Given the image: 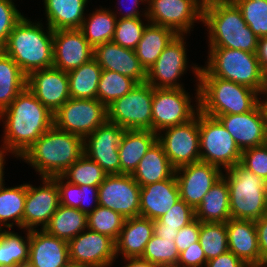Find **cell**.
<instances>
[{
    "mask_svg": "<svg viewBox=\"0 0 267 267\" xmlns=\"http://www.w3.org/2000/svg\"><path fill=\"white\" fill-rule=\"evenodd\" d=\"M1 120L5 129L0 153L17 158L54 125V115L27 87L0 113Z\"/></svg>",
    "mask_w": 267,
    "mask_h": 267,
    "instance_id": "6da1fadb",
    "label": "cell"
},
{
    "mask_svg": "<svg viewBox=\"0 0 267 267\" xmlns=\"http://www.w3.org/2000/svg\"><path fill=\"white\" fill-rule=\"evenodd\" d=\"M84 154V138L54 125L20 157L42 178L61 176Z\"/></svg>",
    "mask_w": 267,
    "mask_h": 267,
    "instance_id": "7a4b0ae2",
    "label": "cell"
},
{
    "mask_svg": "<svg viewBox=\"0 0 267 267\" xmlns=\"http://www.w3.org/2000/svg\"><path fill=\"white\" fill-rule=\"evenodd\" d=\"M30 21L25 16L9 34L7 43L1 48L28 76L39 69L53 67V30Z\"/></svg>",
    "mask_w": 267,
    "mask_h": 267,
    "instance_id": "3957f363",
    "label": "cell"
},
{
    "mask_svg": "<svg viewBox=\"0 0 267 267\" xmlns=\"http://www.w3.org/2000/svg\"><path fill=\"white\" fill-rule=\"evenodd\" d=\"M200 66H192L199 81V109L216 118L226 114H243L258 103L260 94L250 87L217 77H199Z\"/></svg>",
    "mask_w": 267,
    "mask_h": 267,
    "instance_id": "277c9868",
    "label": "cell"
},
{
    "mask_svg": "<svg viewBox=\"0 0 267 267\" xmlns=\"http://www.w3.org/2000/svg\"><path fill=\"white\" fill-rule=\"evenodd\" d=\"M209 47H224L256 53L258 37L243 19L234 2L213 3L203 7Z\"/></svg>",
    "mask_w": 267,
    "mask_h": 267,
    "instance_id": "5b68a950",
    "label": "cell"
},
{
    "mask_svg": "<svg viewBox=\"0 0 267 267\" xmlns=\"http://www.w3.org/2000/svg\"><path fill=\"white\" fill-rule=\"evenodd\" d=\"M222 177L229 187L231 218L256 221L267 214V182L240 164Z\"/></svg>",
    "mask_w": 267,
    "mask_h": 267,
    "instance_id": "8992f818",
    "label": "cell"
},
{
    "mask_svg": "<svg viewBox=\"0 0 267 267\" xmlns=\"http://www.w3.org/2000/svg\"><path fill=\"white\" fill-rule=\"evenodd\" d=\"M207 65L199 77H217L242 84L261 94L262 68L256 53L224 47H209Z\"/></svg>",
    "mask_w": 267,
    "mask_h": 267,
    "instance_id": "52a82bcc",
    "label": "cell"
},
{
    "mask_svg": "<svg viewBox=\"0 0 267 267\" xmlns=\"http://www.w3.org/2000/svg\"><path fill=\"white\" fill-rule=\"evenodd\" d=\"M200 161L228 169L240 163L242 151L217 118L198 112Z\"/></svg>",
    "mask_w": 267,
    "mask_h": 267,
    "instance_id": "ba28073f",
    "label": "cell"
},
{
    "mask_svg": "<svg viewBox=\"0 0 267 267\" xmlns=\"http://www.w3.org/2000/svg\"><path fill=\"white\" fill-rule=\"evenodd\" d=\"M153 87L138 83L126 95L107 106V120L125 130L152 131Z\"/></svg>",
    "mask_w": 267,
    "mask_h": 267,
    "instance_id": "9c48e42d",
    "label": "cell"
},
{
    "mask_svg": "<svg viewBox=\"0 0 267 267\" xmlns=\"http://www.w3.org/2000/svg\"><path fill=\"white\" fill-rule=\"evenodd\" d=\"M195 94L197 106L191 105L190 95L184 88L153 87L152 131L158 134L165 128L180 125L193 119L200 111L199 82H197ZM193 107H196V109Z\"/></svg>",
    "mask_w": 267,
    "mask_h": 267,
    "instance_id": "30bf717a",
    "label": "cell"
},
{
    "mask_svg": "<svg viewBox=\"0 0 267 267\" xmlns=\"http://www.w3.org/2000/svg\"><path fill=\"white\" fill-rule=\"evenodd\" d=\"M107 121V107L98 99L70 98L54 113V126L85 138Z\"/></svg>",
    "mask_w": 267,
    "mask_h": 267,
    "instance_id": "8fae6325",
    "label": "cell"
},
{
    "mask_svg": "<svg viewBox=\"0 0 267 267\" xmlns=\"http://www.w3.org/2000/svg\"><path fill=\"white\" fill-rule=\"evenodd\" d=\"M144 13L149 23L169 27L178 35L190 33L194 22L203 21V6L197 0H148Z\"/></svg>",
    "mask_w": 267,
    "mask_h": 267,
    "instance_id": "7c38bea8",
    "label": "cell"
},
{
    "mask_svg": "<svg viewBox=\"0 0 267 267\" xmlns=\"http://www.w3.org/2000/svg\"><path fill=\"white\" fill-rule=\"evenodd\" d=\"M163 130L164 134H157V140L162 144L167 158L175 169L200 161L198 113L186 123Z\"/></svg>",
    "mask_w": 267,
    "mask_h": 267,
    "instance_id": "4fadbf2b",
    "label": "cell"
},
{
    "mask_svg": "<svg viewBox=\"0 0 267 267\" xmlns=\"http://www.w3.org/2000/svg\"><path fill=\"white\" fill-rule=\"evenodd\" d=\"M141 186L132 175H106L98 187L99 205L121 214L124 218L140 216Z\"/></svg>",
    "mask_w": 267,
    "mask_h": 267,
    "instance_id": "5bb4252c",
    "label": "cell"
},
{
    "mask_svg": "<svg viewBox=\"0 0 267 267\" xmlns=\"http://www.w3.org/2000/svg\"><path fill=\"white\" fill-rule=\"evenodd\" d=\"M125 129L106 121L84 138V154L98 163L107 175L120 174L118 146Z\"/></svg>",
    "mask_w": 267,
    "mask_h": 267,
    "instance_id": "9a60e30c",
    "label": "cell"
},
{
    "mask_svg": "<svg viewBox=\"0 0 267 267\" xmlns=\"http://www.w3.org/2000/svg\"><path fill=\"white\" fill-rule=\"evenodd\" d=\"M185 35H177L147 71L146 82L154 88L181 89L179 77L187 68Z\"/></svg>",
    "mask_w": 267,
    "mask_h": 267,
    "instance_id": "2e32d148",
    "label": "cell"
},
{
    "mask_svg": "<svg viewBox=\"0 0 267 267\" xmlns=\"http://www.w3.org/2000/svg\"><path fill=\"white\" fill-rule=\"evenodd\" d=\"M42 180L43 184L39 187L26 183L23 229L29 231L35 230L40 224L43 230L60 205L56 176L43 177Z\"/></svg>",
    "mask_w": 267,
    "mask_h": 267,
    "instance_id": "e0dca14e",
    "label": "cell"
},
{
    "mask_svg": "<svg viewBox=\"0 0 267 267\" xmlns=\"http://www.w3.org/2000/svg\"><path fill=\"white\" fill-rule=\"evenodd\" d=\"M68 252L72 262L110 267L116 260V243L106 235L87 229L68 241Z\"/></svg>",
    "mask_w": 267,
    "mask_h": 267,
    "instance_id": "ac0fdd59",
    "label": "cell"
},
{
    "mask_svg": "<svg viewBox=\"0 0 267 267\" xmlns=\"http://www.w3.org/2000/svg\"><path fill=\"white\" fill-rule=\"evenodd\" d=\"M222 170L215 165L202 161L175 169L180 198L195 210L204 195L222 177Z\"/></svg>",
    "mask_w": 267,
    "mask_h": 267,
    "instance_id": "d6986e66",
    "label": "cell"
},
{
    "mask_svg": "<svg viewBox=\"0 0 267 267\" xmlns=\"http://www.w3.org/2000/svg\"><path fill=\"white\" fill-rule=\"evenodd\" d=\"M27 88L53 115L70 99L68 74L54 67L31 72Z\"/></svg>",
    "mask_w": 267,
    "mask_h": 267,
    "instance_id": "ffe728a7",
    "label": "cell"
},
{
    "mask_svg": "<svg viewBox=\"0 0 267 267\" xmlns=\"http://www.w3.org/2000/svg\"><path fill=\"white\" fill-rule=\"evenodd\" d=\"M235 140L241 151L267 143L265 116L260 103L243 114L216 117Z\"/></svg>",
    "mask_w": 267,
    "mask_h": 267,
    "instance_id": "44dd1931",
    "label": "cell"
},
{
    "mask_svg": "<svg viewBox=\"0 0 267 267\" xmlns=\"http://www.w3.org/2000/svg\"><path fill=\"white\" fill-rule=\"evenodd\" d=\"M93 59V47L80 29L53 32V67L69 72Z\"/></svg>",
    "mask_w": 267,
    "mask_h": 267,
    "instance_id": "7402d4cb",
    "label": "cell"
},
{
    "mask_svg": "<svg viewBox=\"0 0 267 267\" xmlns=\"http://www.w3.org/2000/svg\"><path fill=\"white\" fill-rule=\"evenodd\" d=\"M93 58L102 70L126 75L137 83H144L147 80V71L141 65L135 50L124 48L113 41L95 46Z\"/></svg>",
    "mask_w": 267,
    "mask_h": 267,
    "instance_id": "603a6c76",
    "label": "cell"
},
{
    "mask_svg": "<svg viewBox=\"0 0 267 267\" xmlns=\"http://www.w3.org/2000/svg\"><path fill=\"white\" fill-rule=\"evenodd\" d=\"M69 261L68 241L49 235L44 229L29 231L31 267H64Z\"/></svg>",
    "mask_w": 267,
    "mask_h": 267,
    "instance_id": "cb8c5ba5",
    "label": "cell"
},
{
    "mask_svg": "<svg viewBox=\"0 0 267 267\" xmlns=\"http://www.w3.org/2000/svg\"><path fill=\"white\" fill-rule=\"evenodd\" d=\"M228 250L247 266H261L255 221L230 218L226 221Z\"/></svg>",
    "mask_w": 267,
    "mask_h": 267,
    "instance_id": "d4e9b609",
    "label": "cell"
},
{
    "mask_svg": "<svg viewBox=\"0 0 267 267\" xmlns=\"http://www.w3.org/2000/svg\"><path fill=\"white\" fill-rule=\"evenodd\" d=\"M180 199L175 174L166 180L147 184L140 190V216L158 220Z\"/></svg>",
    "mask_w": 267,
    "mask_h": 267,
    "instance_id": "484cf974",
    "label": "cell"
},
{
    "mask_svg": "<svg viewBox=\"0 0 267 267\" xmlns=\"http://www.w3.org/2000/svg\"><path fill=\"white\" fill-rule=\"evenodd\" d=\"M153 234V220L141 216L125 219L115 242L116 258L119 254H122L123 258L141 257Z\"/></svg>",
    "mask_w": 267,
    "mask_h": 267,
    "instance_id": "4316f807",
    "label": "cell"
},
{
    "mask_svg": "<svg viewBox=\"0 0 267 267\" xmlns=\"http://www.w3.org/2000/svg\"><path fill=\"white\" fill-rule=\"evenodd\" d=\"M156 140L157 133L151 130H125L118 146L120 174L132 175Z\"/></svg>",
    "mask_w": 267,
    "mask_h": 267,
    "instance_id": "83f0119b",
    "label": "cell"
},
{
    "mask_svg": "<svg viewBox=\"0 0 267 267\" xmlns=\"http://www.w3.org/2000/svg\"><path fill=\"white\" fill-rule=\"evenodd\" d=\"M174 174L175 168L167 158L162 144L156 140L138 163L132 177L142 187L169 179Z\"/></svg>",
    "mask_w": 267,
    "mask_h": 267,
    "instance_id": "f1b7e54d",
    "label": "cell"
},
{
    "mask_svg": "<svg viewBox=\"0 0 267 267\" xmlns=\"http://www.w3.org/2000/svg\"><path fill=\"white\" fill-rule=\"evenodd\" d=\"M47 24L53 31L80 29L88 0H43Z\"/></svg>",
    "mask_w": 267,
    "mask_h": 267,
    "instance_id": "f546056e",
    "label": "cell"
},
{
    "mask_svg": "<svg viewBox=\"0 0 267 267\" xmlns=\"http://www.w3.org/2000/svg\"><path fill=\"white\" fill-rule=\"evenodd\" d=\"M230 218L229 187L221 177L195 208V219L200 222H226Z\"/></svg>",
    "mask_w": 267,
    "mask_h": 267,
    "instance_id": "4dcf8cb0",
    "label": "cell"
},
{
    "mask_svg": "<svg viewBox=\"0 0 267 267\" xmlns=\"http://www.w3.org/2000/svg\"><path fill=\"white\" fill-rule=\"evenodd\" d=\"M177 35L169 27L148 22L135 49L136 56L146 71L153 66L163 50Z\"/></svg>",
    "mask_w": 267,
    "mask_h": 267,
    "instance_id": "1f68e13d",
    "label": "cell"
},
{
    "mask_svg": "<svg viewBox=\"0 0 267 267\" xmlns=\"http://www.w3.org/2000/svg\"><path fill=\"white\" fill-rule=\"evenodd\" d=\"M27 87V75L0 49V113Z\"/></svg>",
    "mask_w": 267,
    "mask_h": 267,
    "instance_id": "d6a6232c",
    "label": "cell"
},
{
    "mask_svg": "<svg viewBox=\"0 0 267 267\" xmlns=\"http://www.w3.org/2000/svg\"><path fill=\"white\" fill-rule=\"evenodd\" d=\"M87 229V215L77 208L59 205L44 230L51 236L69 241Z\"/></svg>",
    "mask_w": 267,
    "mask_h": 267,
    "instance_id": "836d02e7",
    "label": "cell"
},
{
    "mask_svg": "<svg viewBox=\"0 0 267 267\" xmlns=\"http://www.w3.org/2000/svg\"><path fill=\"white\" fill-rule=\"evenodd\" d=\"M101 72L102 68L94 58L67 72L70 98L97 99V87Z\"/></svg>",
    "mask_w": 267,
    "mask_h": 267,
    "instance_id": "e575fe53",
    "label": "cell"
},
{
    "mask_svg": "<svg viewBox=\"0 0 267 267\" xmlns=\"http://www.w3.org/2000/svg\"><path fill=\"white\" fill-rule=\"evenodd\" d=\"M117 19L116 13L112 10L96 9L88 18H84L80 30L94 48L113 40Z\"/></svg>",
    "mask_w": 267,
    "mask_h": 267,
    "instance_id": "d590c367",
    "label": "cell"
},
{
    "mask_svg": "<svg viewBox=\"0 0 267 267\" xmlns=\"http://www.w3.org/2000/svg\"><path fill=\"white\" fill-rule=\"evenodd\" d=\"M25 199L26 184L8 188L3 184L0 187V229L6 227L11 230L14 224L23 229Z\"/></svg>",
    "mask_w": 267,
    "mask_h": 267,
    "instance_id": "8d00e7d4",
    "label": "cell"
},
{
    "mask_svg": "<svg viewBox=\"0 0 267 267\" xmlns=\"http://www.w3.org/2000/svg\"><path fill=\"white\" fill-rule=\"evenodd\" d=\"M64 181L65 179L62 176H56V184L59 192V203L61 205L77 208L86 215L91 213L99 205V200H98L99 186H89V185L78 186L71 184L68 181L66 182ZM87 200H89V202L91 201V203L93 202L94 206L93 204L91 205L90 203H88Z\"/></svg>",
    "mask_w": 267,
    "mask_h": 267,
    "instance_id": "74e56055",
    "label": "cell"
},
{
    "mask_svg": "<svg viewBox=\"0 0 267 267\" xmlns=\"http://www.w3.org/2000/svg\"><path fill=\"white\" fill-rule=\"evenodd\" d=\"M195 219V210L181 198L171 207V209L154 220V234L161 238H174L178 230L188 225Z\"/></svg>",
    "mask_w": 267,
    "mask_h": 267,
    "instance_id": "f35d334b",
    "label": "cell"
},
{
    "mask_svg": "<svg viewBox=\"0 0 267 267\" xmlns=\"http://www.w3.org/2000/svg\"><path fill=\"white\" fill-rule=\"evenodd\" d=\"M26 237L0 229V265L20 266L29 261V230ZM26 238V239H24Z\"/></svg>",
    "mask_w": 267,
    "mask_h": 267,
    "instance_id": "ab89813d",
    "label": "cell"
},
{
    "mask_svg": "<svg viewBox=\"0 0 267 267\" xmlns=\"http://www.w3.org/2000/svg\"><path fill=\"white\" fill-rule=\"evenodd\" d=\"M137 84L134 79L126 75L102 70L97 87V99L107 107L130 92Z\"/></svg>",
    "mask_w": 267,
    "mask_h": 267,
    "instance_id": "60d3db41",
    "label": "cell"
},
{
    "mask_svg": "<svg viewBox=\"0 0 267 267\" xmlns=\"http://www.w3.org/2000/svg\"><path fill=\"white\" fill-rule=\"evenodd\" d=\"M207 261L228 251L226 222H200L198 239Z\"/></svg>",
    "mask_w": 267,
    "mask_h": 267,
    "instance_id": "b9f144b4",
    "label": "cell"
},
{
    "mask_svg": "<svg viewBox=\"0 0 267 267\" xmlns=\"http://www.w3.org/2000/svg\"><path fill=\"white\" fill-rule=\"evenodd\" d=\"M106 175L98 163L83 154L61 176L74 185L99 186Z\"/></svg>",
    "mask_w": 267,
    "mask_h": 267,
    "instance_id": "7bdbcfd3",
    "label": "cell"
},
{
    "mask_svg": "<svg viewBox=\"0 0 267 267\" xmlns=\"http://www.w3.org/2000/svg\"><path fill=\"white\" fill-rule=\"evenodd\" d=\"M125 219L121 214L98 205L87 215V229L106 235L116 242Z\"/></svg>",
    "mask_w": 267,
    "mask_h": 267,
    "instance_id": "ee69618b",
    "label": "cell"
},
{
    "mask_svg": "<svg viewBox=\"0 0 267 267\" xmlns=\"http://www.w3.org/2000/svg\"><path fill=\"white\" fill-rule=\"evenodd\" d=\"M174 238H161L153 234L146 244L141 258L150 261L158 267H176L179 258Z\"/></svg>",
    "mask_w": 267,
    "mask_h": 267,
    "instance_id": "f6af8a7d",
    "label": "cell"
},
{
    "mask_svg": "<svg viewBox=\"0 0 267 267\" xmlns=\"http://www.w3.org/2000/svg\"><path fill=\"white\" fill-rule=\"evenodd\" d=\"M243 19L258 37L267 36V0H234Z\"/></svg>",
    "mask_w": 267,
    "mask_h": 267,
    "instance_id": "bcb514c9",
    "label": "cell"
},
{
    "mask_svg": "<svg viewBox=\"0 0 267 267\" xmlns=\"http://www.w3.org/2000/svg\"><path fill=\"white\" fill-rule=\"evenodd\" d=\"M148 23L144 25L141 18L117 19L113 42L124 48L135 50L142 33Z\"/></svg>",
    "mask_w": 267,
    "mask_h": 267,
    "instance_id": "7dc6e473",
    "label": "cell"
},
{
    "mask_svg": "<svg viewBox=\"0 0 267 267\" xmlns=\"http://www.w3.org/2000/svg\"><path fill=\"white\" fill-rule=\"evenodd\" d=\"M239 164L267 182V143L243 150Z\"/></svg>",
    "mask_w": 267,
    "mask_h": 267,
    "instance_id": "c3c4849f",
    "label": "cell"
},
{
    "mask_svg": "<svg viewBox=\"0 0 267 267\" xmlns=\"http://www.w3.org/2000/svg\"><path fill=\"white\" fill-rule=\"evenodd\" d=\"M23 17L13 0H0V49L7 43L9 34Z\"/></svg>",
    "mask_w": 267,
    "mask_h": 267,
    "instance_id": "681fc988",
    "label": "cell"
},
{
    "mask_svg": "<svg viewBox=\"0 0 267 267\" xmlns=\"http://www.w3.org/2000/svg\"><path fill=\"white\" fill-rule=\"evenodd\" d=\"M206 263L207 259L198 241L179 253L176 267H205Z\"/></svg>",
    "mask_w": 267,
    "mask_h": 267,
    "instance_id": "f907efd6",
    "label": "cell"
},
{
    "mask_svg": "<svg viewBox=\"0 0 267 267\" xmlns=\"http://www.w3.org/2000/svg\"><path fill=\"white\" fill-rule=\"evenodd\" d=\"M199 232L200 221L198 219H194L188 225L178 230L176 239L174 240L177 251L180 253L187 249L192 243L198 242Z\"/></svg>",
    "mask_w": 267,
    "mask_h": 267,
    "instance_id": "816d5d0a",
    "label": "cell"
},
{
    "mask_svg": "<svg viewBox=\"0 0 267 267\" xmlns=\"http://www.w3.org/2000/svg\"><path fill=\"white\" fill-rule=\"evenodd\" d=\"M261 255V266L267 265V214L255 221Z\"/></svg>",
    "mask_w": 267,
    "mask_h": 267,
    "instance_id": "f5cc1de1",
    "label": "cell"
},
{
    "mask_svg": "<svg viewBox=\"0 0 267 267\" xmlns=\"http://www.w3.org/2000/svg\"><path fill=\"white\" fill-rule=\"evenodd\" d=\"M205 267H248L242 260L231 251L207 261Z\"/></svg>",
    "mask_w": 267,
    "mask_h": 267,
    "instance_id": "db71d44e",
    "label": "cell"
},
{
    "mask_svg": "<svg viewBox=\"0 0 267 267\" xmlns=\"http://www.w3.org/2000/svg\"><path fill=\"white\" fill-rule=\"evenodd\" d=\"M256 56L261 68L267 65V36L258 38Z\"/></svg>",
    "mask_w": 267,
    "mask_h": 267,
    "instance_id": "11a10c76",
    "label": "cell"
},
{
    "mask_svg": "<svg viewBox=\"0 0 267 267\" xmlns=\"http://www.w3.org/2000/svg\"><path fill=\"white\" fill-rule=\"evenodd\" d=\"M125 262L127 261L128 263L125 264V266L122 267H158L157 265L151 263L148 260H145L141 257H136V258H124Z\"/></svg>",
    "mask_w": 267,
    "mask_h": 267,
    "instance_id": "9f6ffc18",
    "label": "cell"
},
{
    "mask_svg": "<svg viewBox=\"0 0 267 267\" xmlns=\"http://www.w3.org/2000/svg\"><path fill=\"white\" fill-rule=\"evenodd\" d=\"M131 1V4L133 5L132 9L126 11V14H123V13H120V15H122L121 17H119L120 19H124V18H138L140 17V12L139 10H137V7L139 6V2L141 1L142 2H146L147 4V1L148 0H130ZM119 3H121V1H119ZM128 8V7H127ZM122 9V8H121Z\"/></svg>",
    "mask_w": 267,
    "mask_h": 267,
    "instance_id": "6f0895ef",
    "label": "cell"
},
{
    "mask_svg": "<svg viewBox=\"0 0 267 267\" xmlns=\"http://www.w3.org/2000/svg\"><path fill=\"white\" fill-rule=\"evenodd\" d=\"M267 93V65L262 67L261 74V95Z\"/></svg>",
    "mask_w": 267,
    "mask_h": 267,
    "instance_id": "680465c9",
    "label": "cell"
},
{
    "mask_svg": "<svg viewBox=\"0 0 267 267\" xmlns=\"http://www.w3.org/2000/svg\"><path fill=\"white\" fill-rule=\"evenodd\" d=\"M5 155L0 153V187L4 184V164H5Z\"/></svg>",
    "mask_w": 267,
    "mask_h": 267,
    "instance_id": "91938a15",
    "label": "cell"
},
{
    "mask_svg": "<svg viewBox=\"0 0 267 267\" xmlns=\"http://www.w3.org/2000/svg\"><path fill=\"white\" fill-rule=\"evenodd\" d=\"M203 7L213 3L233 2L234 0H197Z\"/></svg>",
    "mask_w": 267,
    "mask_h": 267,
    "instance_id": "94428289",
    "label": "cell"
},
{
    "mask_svg": "<svg viewBox=\"0 0 267 267\" xmlns=\"http://www.w3.org/2000/svg\"><path fill=\"white\" fill-rule=\"evenodd\" d=\"M266 95L267 97V93H264V96ZM259 103L262 107V110H263V113H264V116H265V122H266V128H267V98L265 99H262V100H259Z\"/></svg>",
    "mask_w": 267,
    "mask_h": 267,
    "instance_id": "6125c7cd",
    "label": "cell"
},
{
    "mask_svg": "<svg viewBox=\"0 0 267 267\" xmlns=\"http://www.w3.org/2000/svg\"><path fill=\"white\" fill-rule=\"evenodd\" d=\"M64 267H93V266L84 265V264L69 261Z\"/></svg>",
    "mask_w": 267,
    "mask_h": 267,
    "instance_id": "be15d7a7",
    "label": "cell"
},
{
    "mask_svg": "<svg viewBox=\"0 0 267 267\" xmlns=\"http://www.w3.org/2000/svg\"><path fill=\"white\" fill-rule=\"evenodd\" d=\"M0 267H20V266H15V265H12V266L0 265Z\"/></svg>",
    "mask_w": 267,
    "mask_h": 267,
    "instance_id": "e7e4bbea",
    "label": "cell"
},
{
    "mask_svg": "<svg viewBox=\"0 0 267 267\" xmlns=\"http://www.w3.org/2000/svg\"><path fill=\"white\" fill-rule=\"evenodd\" d=\"M20 267H31V266L27 263V264L20 265Z\"/></svg>",
    "mask_w": 267,
    "mask_h": 267,
    "instance_id": "03108f58",
    "label": "cell"
},
{
    "mask_svg": "<svg viewBox=\"0 0 267 267\" xmlns=\"http://www.w3.org/2000/svg\"><path fill=\"white\" fill-rule=\"evenodd\" d=\"M248 267H267V265L266 266H248Z\"/></svg>",
    "mask_w": 267,
    "mask_h": 267,
    "instance_id": "003e7915",
    "label": "cell"
}]
</instances>
